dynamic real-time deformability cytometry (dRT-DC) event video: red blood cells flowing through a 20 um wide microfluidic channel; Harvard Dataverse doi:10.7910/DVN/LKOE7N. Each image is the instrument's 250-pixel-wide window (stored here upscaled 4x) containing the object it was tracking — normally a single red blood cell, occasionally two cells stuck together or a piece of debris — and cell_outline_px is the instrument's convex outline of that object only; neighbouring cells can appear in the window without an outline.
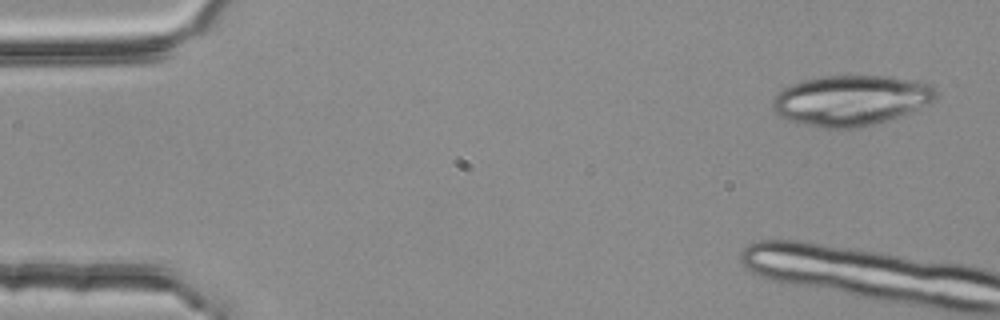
{"species": "common noctule bat (a hibernating species)", "species_latin": "Nyctalus noctula", "temperature_condition": "room temperature", "stored_images_in_passage": 6, "camera_frame_rate_fps": 3000, "um_per_image_px": 0.085, "animal": {"sex": "female", "body_mass_g": 25.1}, "frame": {"image": 1, "passage_image": 1, "time_ms": 0.0, "image_size_px": [1000, 320], "cell_outline_px": [[936, 100], [908, 112], [888, 120], [860, 128], [820, 128], [800, 124], [788, 120], [780, 116], [772, 108], [772, 100], [788, 84], [820, 76], [888, 76], [916, 80], [928, 84], [936, 92]], "centroid_in_image_um": [72.29, 8.53], "position_along_channel_um": 12.7, "area_um2": 47.92}}